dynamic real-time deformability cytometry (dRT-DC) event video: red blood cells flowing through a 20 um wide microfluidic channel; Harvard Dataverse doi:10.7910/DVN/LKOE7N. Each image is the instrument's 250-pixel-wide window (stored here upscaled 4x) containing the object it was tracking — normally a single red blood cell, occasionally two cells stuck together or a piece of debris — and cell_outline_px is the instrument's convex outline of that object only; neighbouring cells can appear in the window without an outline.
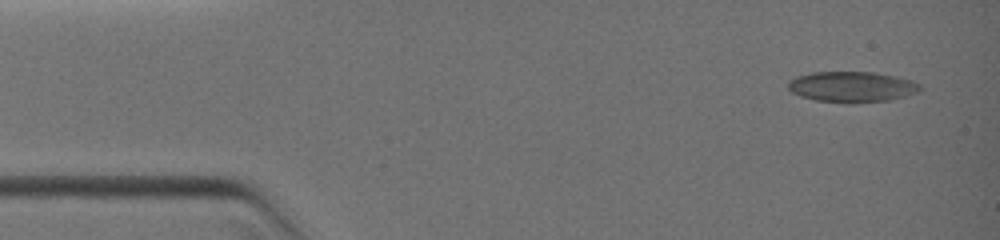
{"species": "common noctule bat (a hibernating species)", "species_latin": "Nyctalus noctula", "temperature_condition": "warm", "stored_images_in_passage": 11, "camera_frame_rate_fps": 3000, "um_per_image_px": 0.085, "animal": {"sex": "female", "body_mass_g": 19.0, "forearm_length_mm": 51.5}, "frame": {"image": 1, "passage_image": 1, "time_ms": 0.0, "image_size_px": [1000, 240], "cell_outline_px": [[920, 88], [916, 92], [904, 96], [888, 100], [816, 100], [800, 96], [792, 92], [788, 88], [788, 84], [796, 76], [812, 72], [876, 72], [896, 76], [912, 80], [920, 84]], "centroid_in_image_um": [72.41, 7.32], "position_along_channel_um": 12.6, "area_um2": 22.54}}
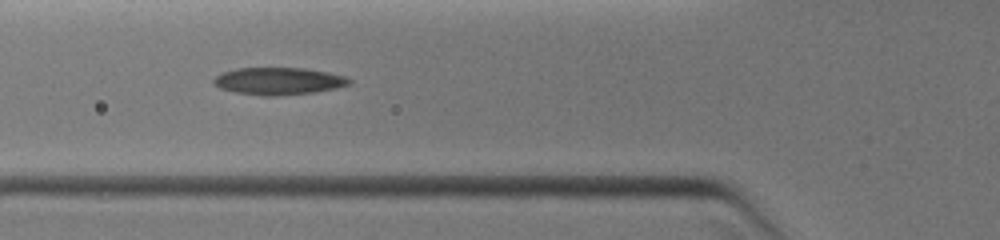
{"frame": {"image": 2, "passage_image": 10, "time_ms": 4.0, "image_size_px": [1000, 240], "cell_outline_px": [[352, 80], [348, 84], [336, 88], [312, 92], [276, 96], [264, 96], [236, 92], [220, 88], [212, 84], [212, 80], [216, 76], [224, 72], [236, 68], [304, 68], [328, 72], [344, 76]], "centroid_in_image_um": [23.64, 6.89], "position_along_channel_um": 102.2, "area_um2": 21.39}}
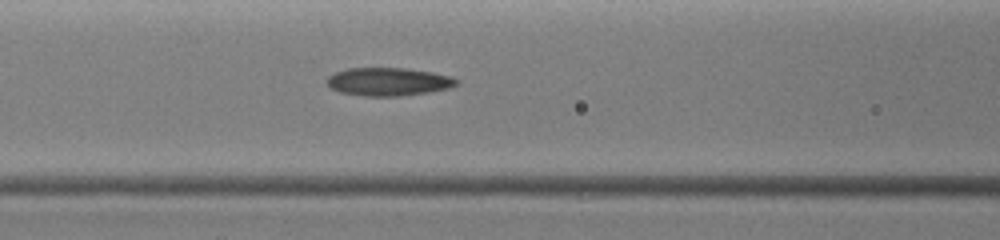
{"frame": {"image": 3, "passage_image": 11, "time_ms": 4.667, "image_size_px": [1000, 240], "cell_outline_px": [[460, 80], [456, 84], [448, 88], [428, 92], [396, 96], [364, 96], [340, 92], [332, 88], [324, 80], [328, 76], [336, 72], [348, 68], [404, 68], [432, 72], [452, 76]], "centroid_in_image_um": [33.0, 6.94], "position_along_channel_um": 133.6, "area_um2": 21.15}}